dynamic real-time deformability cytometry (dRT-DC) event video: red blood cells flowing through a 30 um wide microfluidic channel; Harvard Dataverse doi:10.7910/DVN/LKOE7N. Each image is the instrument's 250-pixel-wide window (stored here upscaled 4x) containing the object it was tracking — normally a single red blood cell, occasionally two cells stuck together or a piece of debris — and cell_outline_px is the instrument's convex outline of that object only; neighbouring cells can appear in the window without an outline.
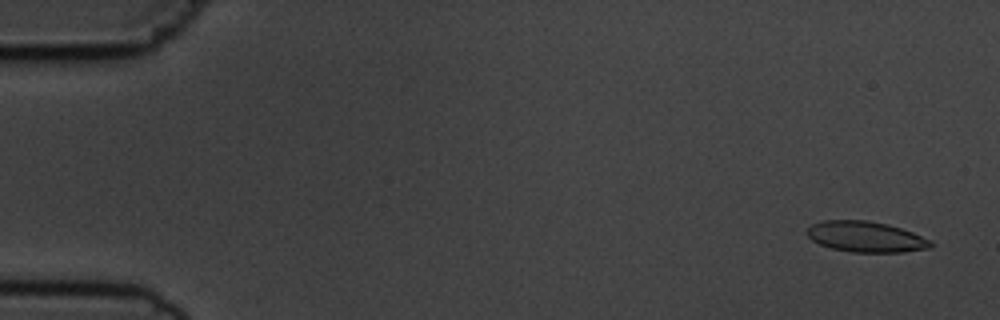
{"species": "common noctule bat (a hibernating species)", "species_latin": "Nyctalus noctula", "temperature_condition": "cold", "stored_images_in_passage": 6, "camera_frame_rate_fps": 3000, "um_per_image_px": 0.085, "animal": {"sex": "male", "body_mass_g": 19.5, "forearm_length_mm": 54.6}, "frame": {"image": 1, "passage_image": 1, "time_ms": 0.0, "image_size_px": [1000, 320], "cell_outline_px": [[932, 248], [904, 252], [852, 252], [832, 248], [820, 244], [812, 240], [804, 232], [812, 224], [824, 220], [868, 220], [888, 224], [912, 232], [932, 240]], "centroid_in_image_um": [73.6, 20.12], "position_along_channel_um": 11.4, "area_um2": 22.25}}
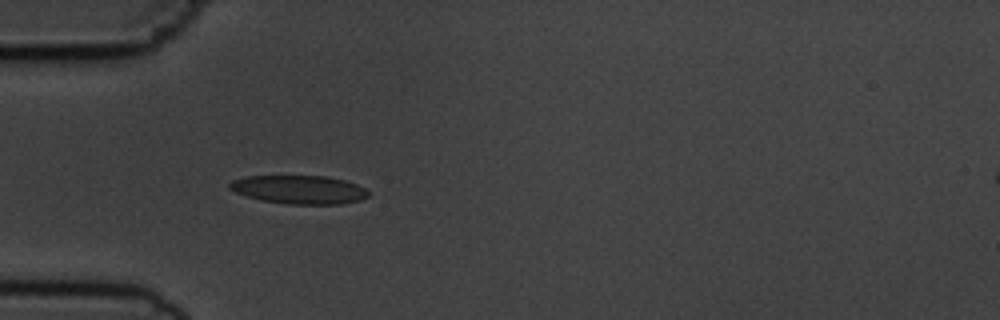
{"frame": {"image": 2, "passage_image": 5, "time_ms": 4.667, "image_size_px": [1000, 320], "cell_outline_px": [[368, 196], [360, 200], [344, 204], [288, 204], [260, 200], [236, 192], [228, 188], [228, 184], [232, 180], [244, 176], [324, 176], [344, 180], [356, 184], [364, 188], [368, 192]], "centroid_in_image_um": [25.41, 16.11], "position_along_channel_um": 59.6, "area_um2": 23.0}}
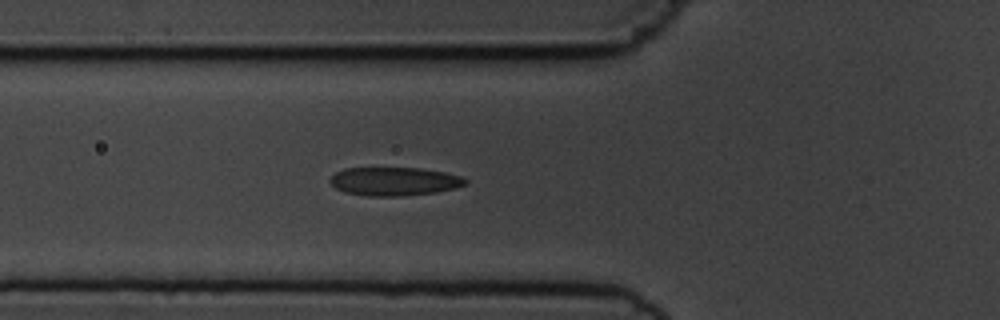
{"frame": {"image": 3, "passage_image": 6, "time_ms": 5.667, "image_size_px": [1000, 320], "cell_outline_px": [[468, 184], [436, 192], [404, 196], [368, 196], [344, 192], [336, 188], [328, 180], [336, 172], [344, 168], [420, 168], [444, 172], [460, 176], [468, 180]], "centroid_in_image_um": [33.5, 15.42], "position_along_channel_um": 92.3, "area_um2": 22.43}}